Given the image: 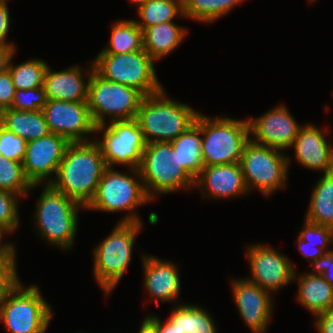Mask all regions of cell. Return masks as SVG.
Masks as SVG:
<instances>
[{
	"label": "cell",
	"instance_id": "6da1fadb",
	"mask_svg": "<svg viewBox=\"0 0 333 333\" xmlns=\"http://www.w3.org/2000/svg\"><path fill=\"white\" fill-rule=\"evenodd\" d=\"M106 168L100 148L93 139L70 142L50 184L86 208L94 198Z\"/></svg>",
	"mask_w": 333,
	"mask_h": 333
},
{
	"label": "cell",
	"instance_id": "7a4b0ae2",
	"mask_svg": "<svg viewBox=\"0 0 333 333\" xmlns=\"http://www.w3.org/2000/svg\"><path fill=\"white\" fill-rule=\"evenodd\" d=\"M40 192L31 216L36 235L48 245L70 251L77 237L79 210L85 208L51 184H43Z\"/></svg>",
	"mask_w": 333,
	"mask_h": 333
},
{
	"label": "cell",
	"instance_id": "3957f363",
	"mask_svg": "<svg viewBox=\"0 0 333 333\" xmlns=\"http://www.w3.org/2000/svg\"><path fill=\"white\" fill-rule=\"evenodd\" d=\"M199 113L191 105L171 98L163 88L143 97L135 119L146 144L172 142L195 123Z\"/></svg>",
	"mask_w": 333,
	"mask_h": 333
},
{
	"label": "cell",
	"instance_id": "277c9868",
	"mask_svg": "<svg viewBox=\"0 0 333 333\" xmlns=\"http://www.w3.org/2000/svg\"><path fill=\"white\" fill-rule=\"evenodd\" d=\"M151 201L146 193L139 169H128L121 172L107 167L100 179L94 198L85 210L106 213L125 211V216L118 222L144 223L142 217L139 216L138 209Z\"/></svg>",
	"mask_w": 333,
	"mask_h": 333
},
{
	"label": "cell",
	"instance_id": "5b68a950",
	"mask_svg": "<svg viewBox=\"0 0 333 333\" xmlns=\"http://www.w3.org/2000/svg\"><path fill=\"white\" fill-rule=\"evenodd\" d=\"M144 223L117 222L93 249V278L104 295H111L132 261L133 247Z\"/></svg>",
	"mask_w": 333,
	"mask_h": 333
},
{
	"label": "cell",
	"instance_id": "8992f818",
	"mask_svg": "<svg viewBox=\"0 0 333 333\" xmlns=\"http://www.w3.org/2000/svg\"><path fill=\"white\" fill-rule=\"evenodd\" d=\"M138 169L152 201L160 195L193 190L195 186V179L182 167L170 142L146 144Z\"/></svg>",
	"mask_w": 333,
	"mask_h": 333
},
{
	"label": "cell",
	"instance_id": "52a82bcc",
	"mask_svg": "<svg viewBox=\"0 0 333 333\" xmlns=\"http://www.w3.org/2000/svg\"><path fill=\"white\" fill-rule=\"evenodd\" d=\"M199 128L204 167L240 163L244 146L250 140L247 118L214 117L200 112Z\"/></svg>",
	"mask_w": 333,
	"mask_h": 333
},
{
	"label": "cell",
	"instance_id": "ba28073f",
	"mask_svg": "<svg viewBox=\"0 0 333 333\" xmlns=\"http://www.w3.org/2000/svg\"><path fill=\"white\" fill-rule=\"evenodd\" d=\"M291 160L284 151L249 140L244 146L240 161L249 193L257 190L268 197L285 189Z\"/></svg>",
	"mask_w": 333,
	"mask_h": 333
},
{
	"label": "cell",
	"instance_id": "9c48e42d",
	"mask_svg": "<svg viewBox=\"0 0 333 333\" xmlns=\"http://www.w3.org/2000/svg\"><path fill=\"white\" fill-rule=\"evenodd\" d=\"M38 285L20 282L0 305V322L9 333H45L54 317Z\"/></svg>",
	"mask_w": 333,
	"mask_h": 333
},
{
	"label": "cell",
	"instance_id": "30bf717a",
	"mask_svg": "<svg viewBox=\"0 0 333 333\" xmlns=\"http://www.w3.org/2000/svg\"><path fill=\"white\" fill-rule=\"evenodd\" d=\"M94 70L104 79L138 90L143 96L163 89L156 61L143 49L126 54H97Z\"/></svg>",
	"mask_w": 333,
	"mask_h": 333
},
{
	"label": "cell",
	"instance_id": "8fae6325",
	"mask_svg": "<svg viewBox=\"0 0 333 333\" xmlns=\"http://www.w3.org/2000/svg\"><path fill=\"white\" fill-rule=\"evenodd\" d=\"M143 97L138 90L108 81L95 70L90 76L87 105L96 126L135 119Z\"/></svg>",
	"mask_w": 333,
	"mask_h": 333
},
{
	"label": "cell",
	"instance_id": "7c38bea8",
	"mask_svg": "<svg viewBox=\"0 0 333 333\" xmlns=\"http://www.w3.org/2000/svg\"><path fill=\"white\" fill-rule=\"evenodd\" d=\"M101 133L102 136L98 137ZM93 140L99 146L107 167L114 168L117 165L125 166L126 169L140 167L146 142L136 119L98 125Z\"/></svg>",
	"mask_w": 333,
	"mask_h": 333
},
{
	"label": "cell",
	"instance_id": "4fadbf2b",
	"mask_svg": "<svg viewBox=\"0 0 333 333\" xmlns=\"http://www.w3.org/2000/svg\"><path fill=\"white\" fill-rule=\"evenodd\" d=\"M245 249L251 273L246 279L272 295L293 283L296 265L281 250L262 242L249 244Z\"/></svg>",
	"mask_w": 333,
	"mask_h": 333
},
{
	"label": "cell",
	"instance_id": "5bb4252c",
	"mask_svg": "<svg viewBox=\"0 0 333 333\" xmlns=\"http://www.w3.org/2000/svg\"><path fill=\"white\" fill-rule=\"evenodd\" d=\"M42 111L50 133L59 134L69 142L91 141L90 135L95 134L96 125L87 101L47 100Z\"/></svg>",
	"mask_w": 333,
	"mask_h": 333
},
{
	"label": "cell",
	"instance_id": "9a60e30c",
	"mask_svg": "<svg viewBox=\"0 0 333 333\" xmlns=\"http://www.w3.org/2000/svg\"><path fill=\"white\" fill-rule=\"evenodd\" d=\"M248 118L250 140L281 151L291 150L303 126L296 121L289 108L281 103L257 118Z\"/></svg>",
	"mask_w": 333,
	"mask_h": 333
},
{
	"label": "cell",
	"instance_id": "2e32d148",
	"mask_svg": "<svg viewBox=\"0 0 333 333\" xmlns=\"http://www.w3.org/2000/svg\"><path fill=\"white\" fill-rule=\"evenodd\" d=\"M69 143L65 137L54 133L27 142L22 165L32 185L50 184L55 179Z\"/></svg>",
	"mask_w": 333,
	"mask_h": 333
},
{
	"label": "cell",
	"instance_id": "e0dca14e",
	"mask_svg": "<svg viewBox=\"0 0 333 333\" xmlns=\"http://www.w3.org/2000/svg\"><path fill=\"white\" fill-rule=\"evenodd\" d=\"M230 286L237 312L251 333H267L275 309L272 294L246 278H234Z\"/></svg>",
	"mask_w": 333,
	"mask_h": 333
},
{
	"label": "cell",
	"instance_id": "ac0fdd59",
	"mask_svg": "<svg viewBox=\"0 0 333 333\" xmlns=\"http://www.w3.org/2000/svg\"><path fill=\"white\" fill-rule=\"evenodd\" d=\"M143 266V284L151 302L173 303L181 302V279L179 266L171 260H165L152 254L141 253ZM175 303V304H174Z\"/></svg>",
	"mask_w": 333,
	"mask_h": 333
},
{
	"label": "cell",
	"instance_id": "d6986e66",
	"mask_svg": "<svg viewBox=\"0 0 333 333\" xmlns=\"http://www.w3.org/2000/svg\"><path fill=\"white\" fill-rule=\"evenodd\" d=\"M321 128L307 122L299 129L291 148L294 149L297 164L323 175L333 172V144L328 139L330 127L326 125Z\"/></svg>",
	"mask_w": 333,
	"mask_h": 333
},
{
	"label": "cell",
	"instance_id": "ffe728a7",
	"mask_svg": "<svg viewBox=\"0 0 333 333\" xmlns=\"http://www.w3.org/2000/svg\"><path fill=\"white\" fill-rule=\"evenodd\" d=\"M194 189H199L202 198L217 201L250 194L240 163L203 167L195 179Z\"/></svg>",
	"mask_w": 333,
	"mask_h": 333
},
{
	"label": "cell",
	"instance_id": "44dd1931",
	"mask_svg": "<svg viewBox=\"0 0 333 333\" xmlns=\"http://www.w3.org/2000/svg\"><path fill=\"white\" fill-rule=\"evenodd\" d=\"M87 65L88 67L83 69L79 64H73L58 71H52V67L49 65L43 84L47 100L87 101L88 83L94 71L93 61L90 60Z\"/></svg>",
	"mask_w": 333,
	"mask_h": 333
},
{
	"label": "cell",
	"instance_id": "7402d4cb",
	"mask_svg": "<svg viewBox=\"0 0 333 333\" xmlns=\"http://www.w3.org/2000/svg\"><path fill=\"white\" fill-rule=\"evenodd\" d=\"M295 281L298 282L296 299L313 317L333 308V286L318 269L302 274L295 271L293 282Z\"/></svg>",
	"mask_w": 333,
	"mask_h": 333
},
{
	"label": "cell",
	"instance_id": "603a6c76",
	"mask_svg": "<svg viewBox=\"0 0 333 333\" xmlns=\"http://www.w3.org/2000/svg\"><path fill=\"white\" fill-rule=\"evenodd\" d=\"M188 29L175 21L163 22L143 30L144 50L156 61L177 50L187 38Z\"/></svg>",
	"mask_w": 333,
	"mask_h": 333
},
{
	"label": "cell",
	"instance_id": "cb8c5ba5",
	"mask_svg": "<svg viewBox=\"0 0 333 333\" xmlns=\"http://www.w3.org/2000/svg\"><path fill=\"white\" fill-rule=\"evenodd\" d=\"M0 124L26 142L37 140L50 133L42 110L5 109L0 112Z\"/></svg>",
	"mask_w": 333,
	"mask_h": 333
},
{
	"label": "cell",
	"instance_id": "d4e9b609",
	"mask_svg": "<svg viewBox=\"0 0 333 333\" xmlns=\"http://www.w3.org/2000/svg\"><path fill=\"white\" fill-rule=\"evenodd\" d=\"M166 320L181 333H219L212 314L205 307L195 303H180L171 308Z\"/></svg>",
	"mask_w": 333,
	"mask_h": 333
},
{
	"label": "cell",
	"instance_id": "484cf974",
	"mask_svg": "<svg viewBox=\"0 0 333 333\" xmlns=\"http://www.w3.org/2000/svg\"><path fill=\"white\" fill-rule=\"evenodd\" d=\"M170 143L173 149L177 150L179 162L182 167L196 179L204 167L199 114L195 123Z\"/></svg>",
	"mask_w": 333,
	"mask_h": 333
},
{
	"label": "cell",
	"instance_id": "4316f807",
	"mask_svg": "<svg viewBox=\"0 0 333 333\" xmlns=\"http://www.w3.org/2000/svg\"><path fill=\"white\" fill-rule=\"evenodd\" d=\"M305 220L333 229V172L321 175L313 185Z\"/></svg>",
	"mask_w": 333,
	"mask_h": 333
},
{
	"label": "cell",
	"instance_id": "83f0119b",
	"mask_svg": "<svg viewBox=\"0 0 333 333\" xmlns=\"http://www.w3.org/2000/svg\"><path fill=\"white\" fill-rule=\"evenodd\" d=\"M108 43L98 54H126L144 49L143 30L135 19H120L111 25Z\"/></svg>",
	"mask_w": 333,
	"mask_h": 333
},
{
	"label": "cell",
	"instance_id": "f1b7e54d",
	"mask_svg": "<svg viewBox=\"0 0 333 333\" xmlns=\"http://www.w3.org/2000/svg\"><path fill=\"white\" fill-rule=\"evenodd\" d=\"M246 0H183L186 19L205 24L215 23Z\"/></svg>",
	"mask_w": 333,
	"mask_h": 333
},
{
	"label": "cell",
	"instance_id": "f546056e",
	"mask_svg": "<svg viewBox=\"0 0 333 333\" xmlns=\"http://www.w3.org/2000/svg\"><path fill=\"white\" fill-rule=\"evenodd\" d=\"M136 13L139 19L135 22L142 30L152 25L175 21V18L185 19L183 0H148Z\"/></svg>",
	"mask_w": 333,
	"mask_h": 333
},
{
	"label": "cell",
	"instance_id": "4dcf8cb0",
	"mask_svg": "<svg viewBox=\"0 0 333 333\" xmlns=\"http://www.w3.org/2000/svg\"><path fill=\"white\" fill-rule=\"evenodd\" d=\"M15 55H17L16 52L10 60L8 70L12 76L16 90H27L43 86L44 75L49 64L37 57L16 64L13 61Z\"/></svg>",
	"mask_w": 333,
	"mask_h": 333
},
{
	"label": "cell",
	"instance_id": "1f68e13d",
	"mask_svg": "<svg viewBox=\"0 0 333 333\" xmlns=\"http://www.w3.org/2000/svg\"><path fill=\"white\" fill-rule=\"evenodd\" d=\"M40 184H31L26 178L22 162L13 161L0 155V190L27 197Z\"/></svg>",
	"mask_w": 333,
	"mask_h": 333
},
{
	"label": "cell",
	"instance_id": "d6a6232c",
	"mask_svg": "<svg viewBox=\"0 0 333 333\" xmlns=\"http://www.w3.org/2000/svg\"><path fill=\"white\" fill-rule=\"evenodd\" d=\"M299 231L298 236L303 241H307V244L317 245L327 254L333 252V248H331L333 245V229L331 227L313 224L305 220Z\"/></svg>",
	"mask_w": 333,
	"mask_h": 333
},
{
	"label": "cell",
	"instance_id": "836d02e7",
	"mask_svg": "<svg viewBox=\"0 0 333 333\" xmlns=\"http://www.w3.org/2000/svg\"><path fill=\"white\" fill-rule=\"evenodd\" d=\"M21 199L19 195L0 190V225L13 234L20 226L18 204Z\"/></svg>",
	"mask_w": 333,
	"mask_h": 333
},
{
	"label": "cell",
	"instance_id": "e575fe53",
	"mask_svg": "<svg viewBox=\"0 0 333 333\" xmlns=\"http://www.w3.org/2000/svg\"><path fill=\"white\" fill-rule=\"evenodd\" d=\"M47 102L44 86L21 90L17 89L11 108L18 111L42 110Z\"/></svg>",
	"mask_w": 333,
	"mask_h": 333
},
{
	"label": "cell",
	"instance_id": "d590c367",
	"mask_svg": "<svg viewBox=\"0 0 333 333\" xmlns=\"http://www.w3.org/2000/svg\"><path fill=\"white\" fill-rule=\"evenodd\" d=\"M27 142L0 124V155L13 161L22 162Z\"/></svg>",
	"mask_w": 333,
	"mask_h": 333
},
{
	"label": "cell",
	"instance_id": "8d00e7d4",
	"mask_svg": "<svg viewBox=\"0 0 333 333\" xmlns=\"http://www.w3.org/2000/svg\"><path fill=\"white\" fill-rule=\"evenodd\" d=\"M17 267V259H0V305L21 282Z\"/></svg>",
	"mask_w": 333,
	"mask_h": 333
},
{
	"label": "cell",
	"instance_id": "74e56055",
	"mask_svg": "<svg viewBox=\"0 0 333 333\" xmlns=\"http://www.w3.org/2000/svg\"><path fill=\"white\" fill-rule=\"evenodd\" d=\"M295 241L303 259L310 261L309 263L312 269H317L327 253L323 249L317 247V245L307 244V241H303L298 235Z\"/></svg>",
	"mask_w": 333,
	"mask_h": 333
},
{
	"label": "cell",
	"instance_id": "f35d334b",
	"mask_svg": "<svg viewBox=\"0 0 333 333\" xmlns=\"http://www.w3.org/2000/svg\"><path fill=\"white\" fill-rule=\"evenodd\" d=\"M16 93L9 70L0 74V112L11 108Z\"/></svg>",
	"mask_w": 333,
	"mask_h": 333
},
{
	"label": "cell",
	"instance_id": "ab89813d",
	"mask_svg": "<svg viewBox=\"0 0 333 333\" xmlns=\"http://www.w3.org/2000/svg\"><path fill=\"white\" fill-rule=\"evenodd\" d=\"M9 1L0 3V45H15L7 40L11 23L10 10L7 4Z\"/></svg>",
	"mask_w": 333,
	"mask_h": 333
},
{
	"label": "cell",
	"instance_id": "60d3db41",
	"mask_svg": "<svg viewBox=\"0 0 333 333\" xmlns=\"http://www.w3.org/2000/svg\"><path fill=\"white\" fill-rule=\"evenodd\" d=\"M10 234L13 235L9 229L0 225V259H17L18 250H16L14 243L4 240Z\"/></svg>",
	"mask_w": 333,
	"mask_h": 333
},
{
	"label": "cell",
	"instance_id": "b9f144b4",
	"mask_svg": "<svg viewBox=\"0 0 333 333\" xmlns=\"http://www.w3.org/2000/svg\"><path fill=\"white\" fill-rule=\"evenodd\" d=\"M317 333H333V308L314 316Z\"/></svg>",
	"mask_w": 333,
	"mask_h": 333
},
{
	"label": "cell",
	"instance_id": "7bdbcfd3",
	"mask_svg": "<svg viewBox=\"0 0 333 333\" xmlns=\"http://www.w3.org/2000/svg\"><path fill=\"white\" fill-rule=\"evenodd\" d=\"M16 45H0V74L8 70L10 60L15 52Z\"/></svg>",
	"mask_w": 333,
	"mask_h": 333
},
{
	"label": "cell",
	"instance_id": "ee69618b",
	"mask_svg": "<svg viewBox=\"0 0 333 333\" xmlns=\"http://www.w3.org/2000/svg\"><path fill=\"white\" fill-rule=\"evenodd\" d=\"M325 280L333 286V252L326 254L321 265L317 268Z\"/></svg>",
	"mask_w": 333,
	"mask_h": 333
},
{
	"label": "cell",
	"instance_id": "f6af8a7d",
	"mask_svg": "<svg viewBox=\"0 0 333 333\" xmlns=\"http://www.w3.org/2000/svg\"><path fill=\"white\" fill-rule=\"evenodd\" d=\"M146 317L157 327L159 333H181L175 324H169L167 321H162L157 314H147Z\"/></svg>",
	"mask_w": 333,
	"mask_h": 333
},
{
	"label": "cell",
	"instance_id": "bcb514c9",
	"mask_svg": "<svg viewBox=\"0 0 333 333\" xmlns=\"http://www.w3.org/2000/svg\"><path fill=\"white\" fill-rule=\"evenodd\" d=\"M138 333H159L157 327L147 318L144 317Z\"/></svg>",
	"mask_w": 333,
	"mask_h": 333
},
{
	"label": "cell",
	"instance_id": "7dc6e473",
	"mask_svg": "<svg viewBox=\"0 0 333 333\" xmlns=\"http://www.w3.org/2000/svg\"><path fill=\"white\" fill-rule=\"evenodd\" d=\"M131 4L135 5L136 6V10L144 5L148 0H129Z\"/></svg>",
	"mask_w": 333,
	"mask_h": 333
},
{
	"label": "cell",
	"instance_id": "c3c4849f",
	"mask_svg": "<svg viewBox=\"0 0 333 333\" xmlns=\"http://www.w3.org/2000/svg\"><path fill=\"white\" fill-rule=\"evenodd\" d=\"M307 1L310 2V3H311V2L313 3V2H315L316 0H307Z\"/></svg>",
	"mask_w": 333,
	"mask_h": 333
}]
</instances>
